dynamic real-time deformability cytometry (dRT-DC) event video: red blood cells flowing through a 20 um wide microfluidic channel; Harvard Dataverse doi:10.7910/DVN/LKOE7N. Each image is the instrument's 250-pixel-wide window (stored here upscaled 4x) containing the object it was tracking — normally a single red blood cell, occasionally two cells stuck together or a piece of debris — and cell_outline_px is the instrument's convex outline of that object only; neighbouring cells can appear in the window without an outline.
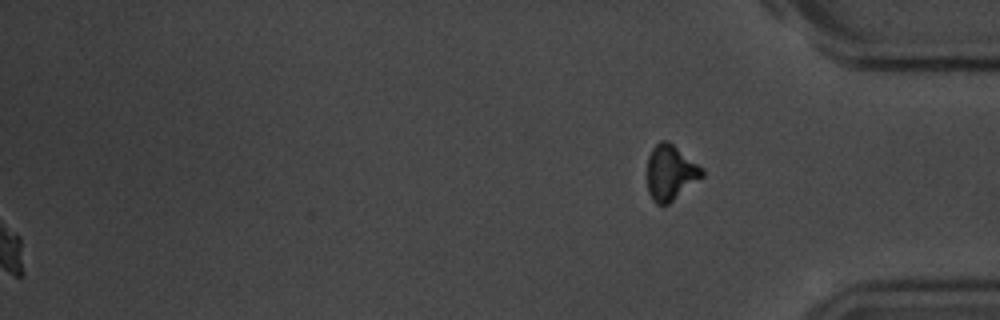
{"species": "common noctule bat (a hibernating species)", "species_latin": "Nyctalus noctula", "temperature_condition": "room temperature", "stored_images_in_passage": 56, "segment_of_instrument_passage": [2, 2], "camera_frame_rate_fps": 3000, "um_per_image_px": 0.085, "animal": {"sex": "male", "body_mass_g": 20.1, "forearm_length_mm": 53.5}, "frame": {"image": 1, "passage_image": 56, "time_ms": 18.333, "image_size_px": [1000, 320], "cell_outline_px": [[704, 176], [668, 204], [656, 204], [652, 200], [648, 192], [648, 156], [652, 148], [660, 140], [668, 140], [704, 168]], "centroid_in_image_um": [57.0, 14.66], "position_along_channel_um": 378.2, "area_um2": 17.74}}